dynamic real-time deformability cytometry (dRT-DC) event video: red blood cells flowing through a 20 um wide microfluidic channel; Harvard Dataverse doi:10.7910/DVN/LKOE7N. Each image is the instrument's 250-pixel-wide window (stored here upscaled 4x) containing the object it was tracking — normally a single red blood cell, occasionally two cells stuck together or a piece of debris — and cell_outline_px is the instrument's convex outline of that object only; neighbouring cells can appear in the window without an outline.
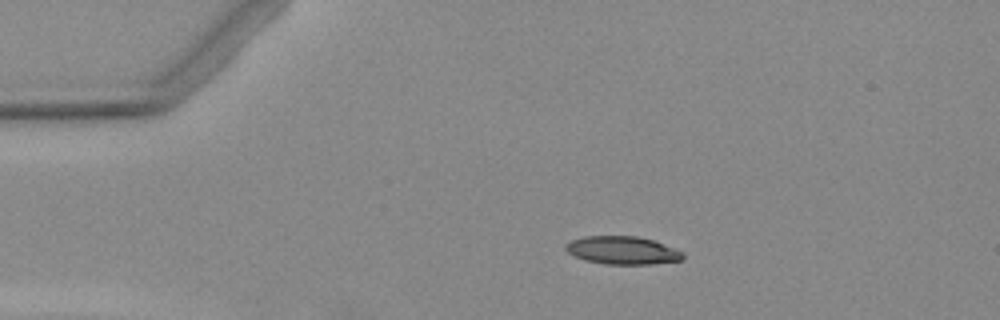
{"species": "Egyptian fruit bat (a non-hibernating species)", "species_latin": "Rousettus aegyptiacus", "temperature_condition": "warm", "stored_images_in_passage": 6, "camera_frame_rate_fps": 3000, "um_per_image_px": 0.085, "animal": {"sex": "female"}, "frame": {"image": 1, "passage_image": 3, "time_ms": 3.333, "image_size_px": [1000, 320], "cell_outline_px": [[684, 256], [680, 260], [648, 264], [604, 264], [584, 260], [568, 252], [564, 248], [564, 244], [572, 240], [584, 236], [636, 236], [652, 240], [684, 252]], "centroid_in_image_um": [52.87, 21.27], "position_along_channel_um": 32.1, "area_um2": 18.96}}
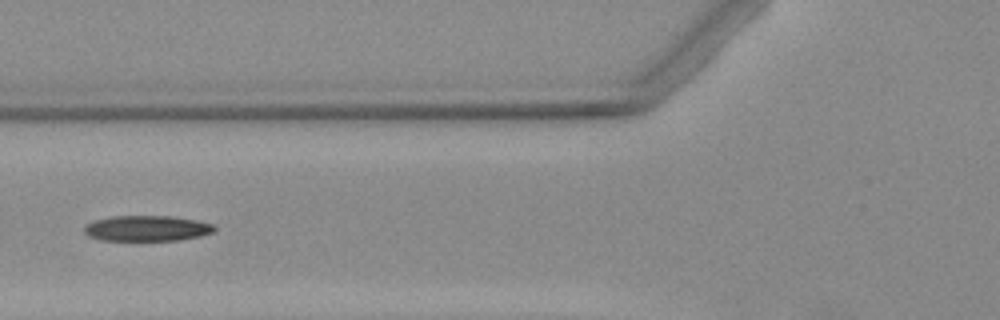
{"frame": {"image": 2, "passage_image": 5, "time_ms": 6.667, "image_size_px": [1000, 320], "cell_outline_px": [[216, 232], [200, 236], [180, 240], [100, 240], [88, 236], [84, 232], [84, 228], [88, 224], [96, 220], [112, 216], [172, 216], [196, 220], [212, 224], [216, 228]], "centroid_in_image_um": [12.52, 19.41], "position_along_channel_um": 113.3, "area_um2": 19.36}}
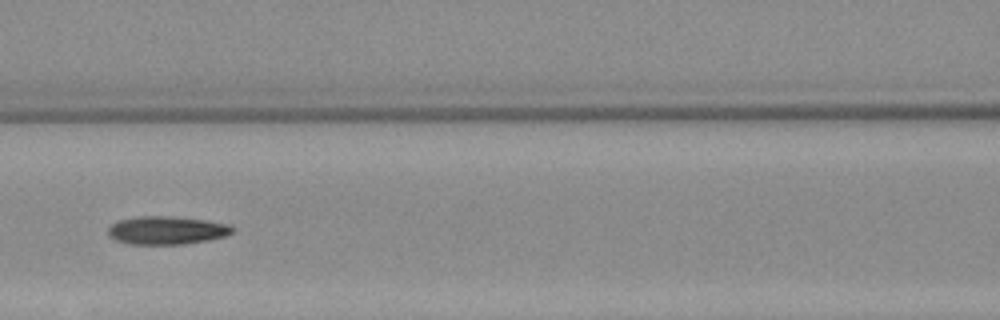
{"frame": {"image": 3, "passage_image": 6, "time_ms": 7.667, "image_size_px": [1000, 320], "cell_outline_px": [[232, 232], [224, 236], [208, 240], [184, 244], [132, 244], [116, 240], [108, 232], [108, 228], [112, 224], [120, 220], [140, 216], [164, 216], [204, 220], [228, 224], [232, 228]], "centroid_in_image_um": [14.16, 19.58], "position_along_channel_um": 152.4, "area_um2": 19.94}}